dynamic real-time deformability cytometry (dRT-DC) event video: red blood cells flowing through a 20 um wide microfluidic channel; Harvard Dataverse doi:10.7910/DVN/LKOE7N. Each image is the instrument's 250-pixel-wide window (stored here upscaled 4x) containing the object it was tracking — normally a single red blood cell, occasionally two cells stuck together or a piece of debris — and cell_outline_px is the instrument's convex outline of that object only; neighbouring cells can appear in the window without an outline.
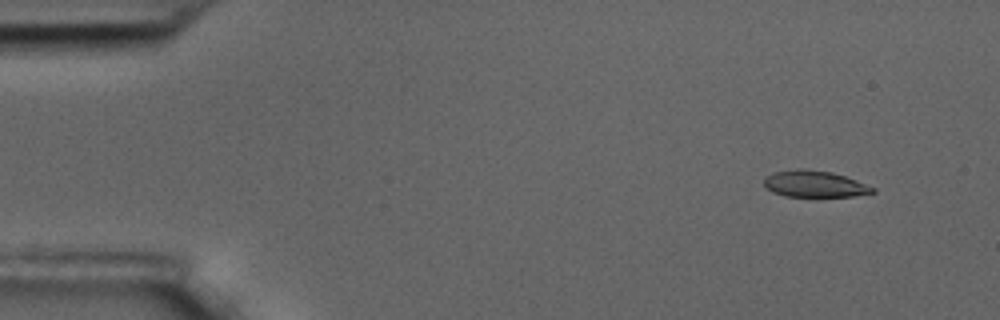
{"species": "common noctule bat (a hibernating species)", "species_latin": "Nyctalus noctula", "temperature_condition": "room temperature", "stored_images_in_passage": 57, "camera_frame_rate_fps": 3000, "um_per_image_px": 0.085, "animal": {"sex": "male", "body_mass_g": 17.5, "forearm_length_mm": 52.3}, "frame": {"image": 1, "passage_image": 4, "time_ms": 1.0, "image_size_px": [1000, 320], "cell_outline_px": [[876, 192], [852, 196], [784, 196], [772, 192], [764, 184], [764, 176], [772, 172], [796, 168], [804, 168], [832, 172], [856, 180], [876, 188]], "centroid_in_image_um": [69.21, 15.62], "position_along_channel_um": 15.8, "area_um2": 16.88}}
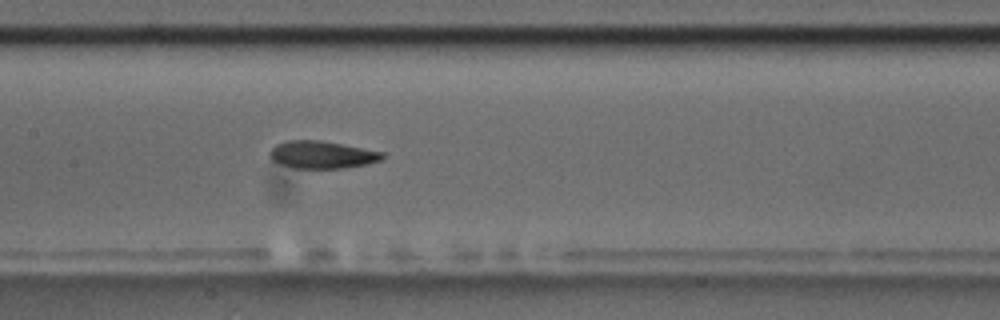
{"frame": {"image": 2, "passage_image": 27, "time_ms": 8.667, "image_size_px": [1000, 320], "cell_outline_px": [[384, 156], [380, 160], [368, 164], [344, 168], [292, 168], [280, 164], [272, 160], [268, 156], [268, 152], [276, 144], [288, 140], [320, 140], [384, 152]], "centroid_in_image_um": [27.33, 13.15], "position_along_channel_um": 180.1, "area_um2": 18.09}}
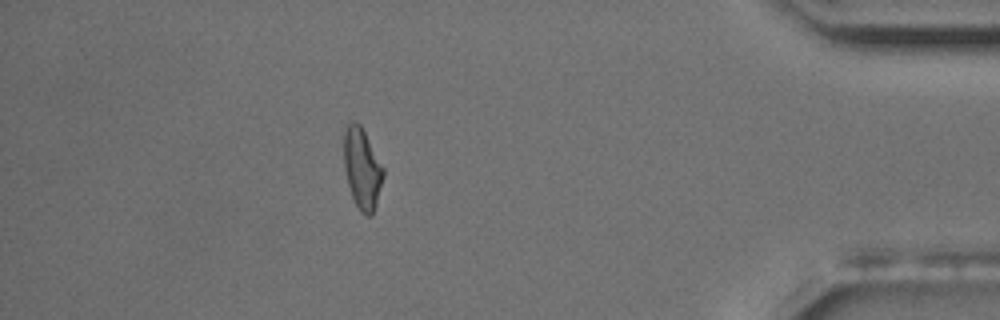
{"frame": {"image": 3, "passage_image": 50, "time_ms": 16.333, "image_size_px": [1000, 320], "cell_outline_px": [[384, 176], [372, 216], [364, 216], [360, 212], [352, 196], [348, 184], [344, 168], [344, 128], [352, 120], [356, 120], [360, 124], [384, 168]], "centroid_in_image_um": [30.77, 14.31], "position_along_channel_um": 404.4, "area_um2": 18.55}, "authors_computed_cell_mechanics": {"area_um2": 18.0914, "velocity_mm_per_s": 3.527, "shape_relaxation_time_tau1_ms": 4.0553, "shape_relaxation_time_tau2_ms": 2.8116, "deformation_change_tau1": 0.1478, "deformation_change_tau2": 0.0872}}